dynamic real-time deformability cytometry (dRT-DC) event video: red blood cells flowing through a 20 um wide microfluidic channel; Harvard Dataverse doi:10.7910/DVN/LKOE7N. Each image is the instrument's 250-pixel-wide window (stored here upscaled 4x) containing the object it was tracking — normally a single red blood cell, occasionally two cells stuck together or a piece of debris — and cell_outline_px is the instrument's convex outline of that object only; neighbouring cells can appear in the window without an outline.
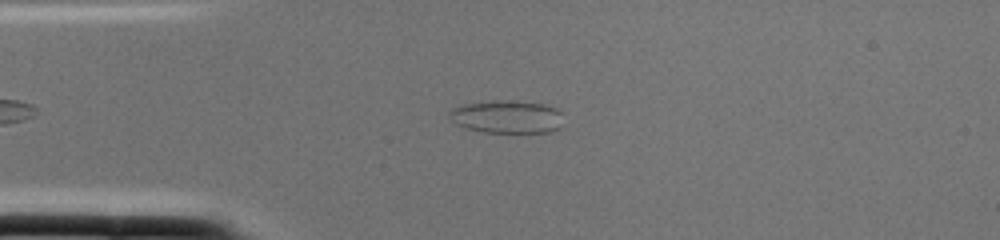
{"species": "common noctule bat (a hibernating species)", "species_latin": "Nyctalus noctula", "temperature_condition": "cold", "stored_images_in_passage": 1, "camera_frame_rate_fps": 3000, "um_per_image_px": 0.085, "animal": {"sex": "female", "body_mass_g": 22.0, "forearm_length_mm": 56.7}, "frame": {"image": 1, "passage_image": 1, "time_ms": 0.0, "image_size_px": [1000, 240], "cell_outline_px": [[560, 128], [552, 132], [484, 132], [464, 128], [456, 124], [452, 120], [448, 112], [452, 108], [460, 104], [492, 100], [512, 100], [544, 104], [556, 108], [560, 112]], "centroid_in_image_um": [43.04, 9.91], "position_along_channel_um": 42.0, "area_um2": 22.02}}